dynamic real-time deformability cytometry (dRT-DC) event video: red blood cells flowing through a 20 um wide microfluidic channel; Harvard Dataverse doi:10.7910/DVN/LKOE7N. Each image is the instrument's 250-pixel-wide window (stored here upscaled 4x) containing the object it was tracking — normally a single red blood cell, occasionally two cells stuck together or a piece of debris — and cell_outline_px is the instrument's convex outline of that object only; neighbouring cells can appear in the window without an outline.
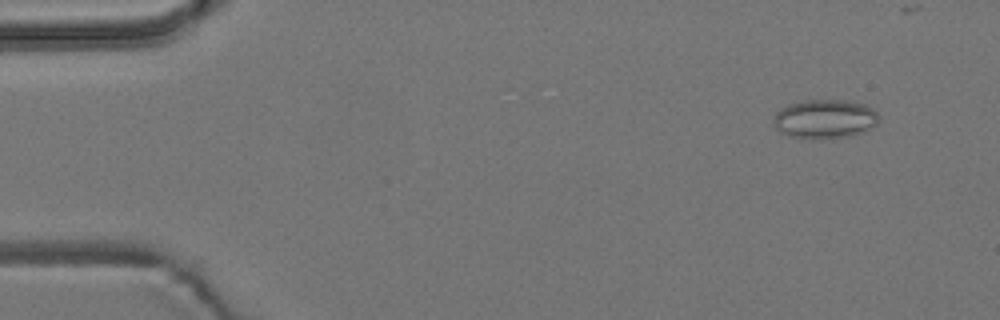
{"species": "common noctule bat (a hibernating species)", "species_latin": "Nyctalus noctula", "temperature_condition": "room temperature", "stored_images_in_passage": 2, "camera_frame_rate_fps": 3000, "um_per_image_px": 0.085, "animal": {"sex": "male", "body_mass_g": 19.2, "forearm_length_mm": 51.8}, "frame": {"image": 1, "passage_image": 2, "time_ms": 1.333, "image_size_px": [1000, 320], "cell_outline_px": [[880, 120], [872, 128], [864, 132], [852, 136], [788, 136], [780, 132], [776, 128], [776, 112], [788, 104], [804, 100], [844, 100], [864, 104], [872, 108], [880, 116]], "centroid_in_image_um": [70.18, 10.07], "position_along_channel_um": 14.8, "area_um2": 23.29}}